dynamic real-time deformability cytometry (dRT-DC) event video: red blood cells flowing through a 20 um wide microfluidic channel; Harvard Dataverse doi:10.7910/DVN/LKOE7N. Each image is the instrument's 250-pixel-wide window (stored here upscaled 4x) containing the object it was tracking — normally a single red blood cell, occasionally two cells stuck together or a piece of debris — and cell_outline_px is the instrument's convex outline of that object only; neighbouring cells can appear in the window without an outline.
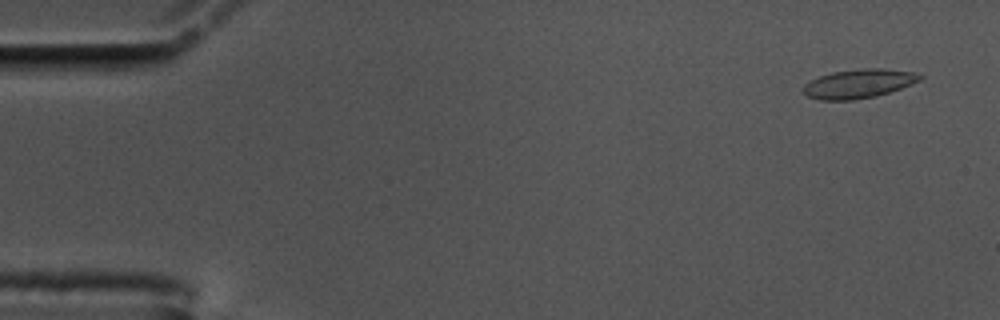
{"species": "common noctule bat (a hibernating species)", "species_latin": "Nyctalus noctula", "temperature_condition": "cold", "stored_images_in_passage": 52, "camera_frame_rate_fps": 3000, "um_per_image_px": 0.085, "animal": {"sex": "male", "body_mass_g": 17.5, "forearm_length_mm": 52.3}, "frame": {"image": 1, "passage_image": 3, "time_ms": 0.667, "image_size_px": [1000, 320], "cell_outline_px": [[924, 76], [920, 80], [900, 88], [876, 96], [852, 100], [820, 100], [808, 96], [800, 88], [804, 84], [820, 76], [832, 72], [860, 68], [880, 68], [916, 72]], "centroid_in_image_um": [72.97, 7.1], "position_along_channel_um": 12.0, "area_um2": 19.65}}
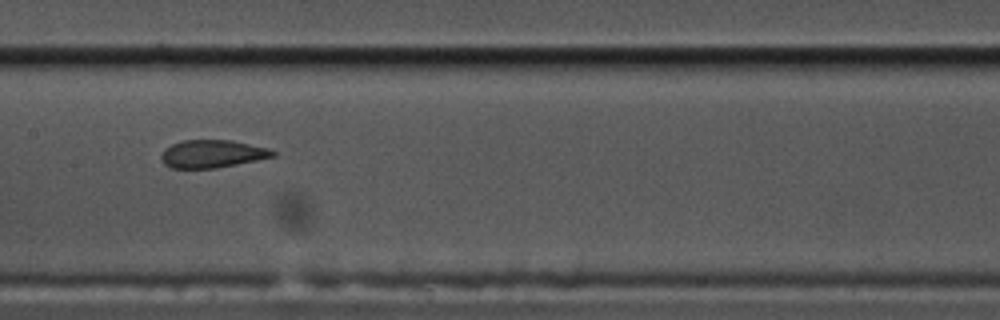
{"frame": {"image": 2, "passage_image": 28, "time_ms": 9.0, "image_size_px": [1000, 320], "cell_outline_px": [[276, 156], [216, 168], [172, 168], [164, 164], [160, 156], [164, 148], [180, 140], [232, 140], [268, 148], [276, 152]], "centroid_in_image_um": [18.02, 13.07], "position_along_channel_um": 189.4, "area_um2": 18.09}}
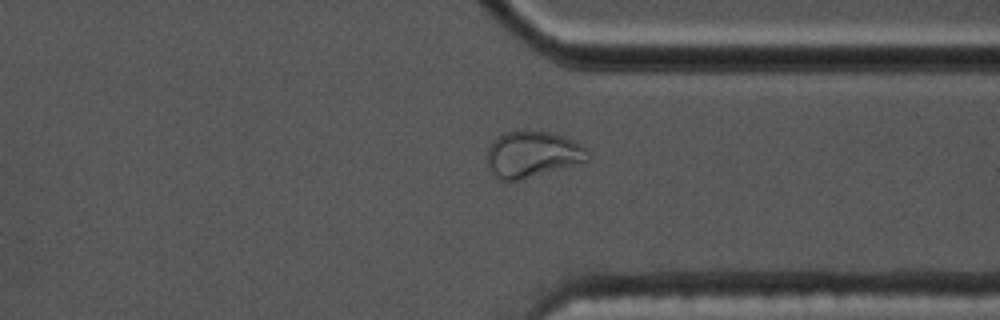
{"frame": {"image": 3, "passage_image": 43, "time_ms": 14.0, "image_size_px": [1000, 320], "cell_outline_px": [[588, 160], [520, 180], [500, 180], [488, 168], [488, 148], [496, 136], [504, 132], [552, 132], [564, 136], [588, 148]], "centroid_in_image_um": [45.24, 13.11], "position_along_channel_um": 366.2, "area_um2": 26.65}}